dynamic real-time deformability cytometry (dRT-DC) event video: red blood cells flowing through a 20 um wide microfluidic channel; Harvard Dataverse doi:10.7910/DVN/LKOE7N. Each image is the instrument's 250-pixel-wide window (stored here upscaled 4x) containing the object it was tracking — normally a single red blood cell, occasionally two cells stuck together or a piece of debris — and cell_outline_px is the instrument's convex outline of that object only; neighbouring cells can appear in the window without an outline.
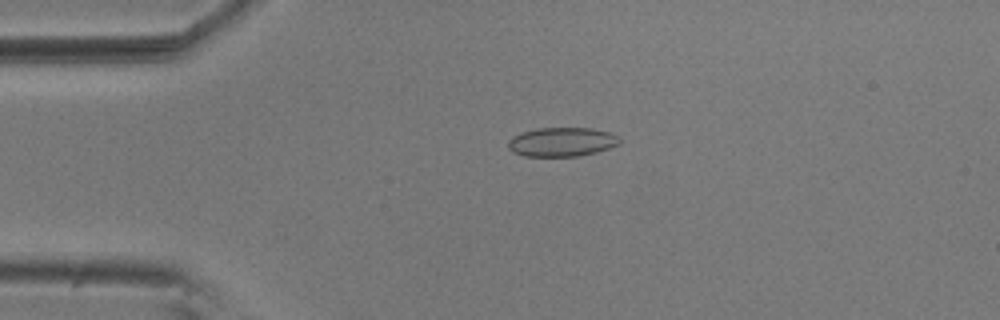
{"species": "common noctule bat (a hibernating species)", "species_latin": "Nyctalus noctula", "temperature_condition": "room temperature", "stored_images_in_passage": 54, "camera_frame_rate_fps": 3000, "um_per_image_px": 0.085, "animal": {"sex": "male", "body_mass_g": 20.5, "forearm_length_mm": 52.5}, "frame": {"image": 1, "passage_image": 12, "time_ms": 3.667, "image_size_px": [1000, 320], "cell_outline_px": [[620, 144], [596, 152], [580, 156], [524, 156], [512, 152], [508, 148], [508, 140], [512, 136], [520, 132], [536, 128], [592, 128], [608, 132], [616, 136], [620, 140]], "centroid_in_image_um": [47.71, 12.06], "position_along_channel_um": 37.3, "area_um2": 18.96}}
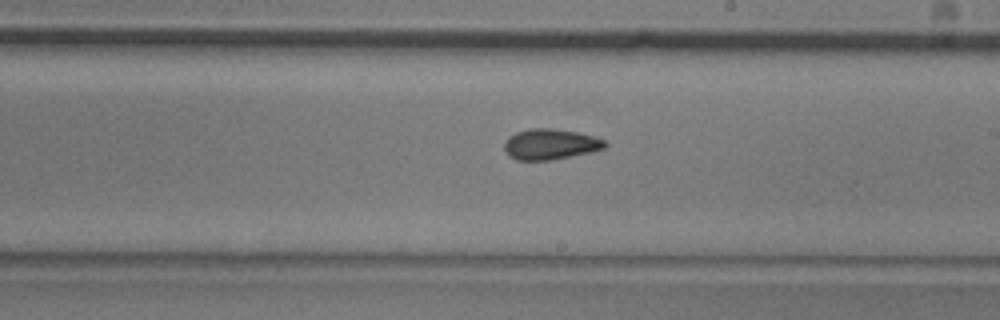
{"frame": {"image": 2, "passage_image": 31, "time_ms": 10.0, "image_size_px": [1000, 320], "cell_outline_px": [[608, 144], [604, 148], [592, 152], [552, 160], [516, 160], [508, 156], [504, 148], [504, 144], [508, 136], [516, 132], [528, 128], [552, 128], [576, 132], [592, 136], [604, 140]], "centroid_in_image_um": [46.75, 12.26], "position_along_channel_um": 242.2, "area_um2": 18.09}}
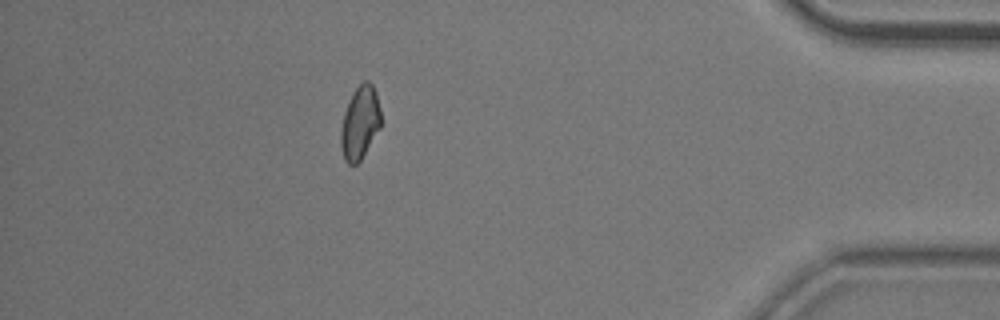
{"frame": {"image": 3, "passage_image": 48, "time_ms": 15.667, "image_size_px": [1000, 320], "cell_outline_px": [[380, 128], [360, 160], [356, 164], [348, 164], [344, 160], [340, 144], [340, 132], [344, 112], [356, 88], [364, 80], [368, 80], [372, 84], [376, 92], [380, 108]], "centroid_in_image_um": [30.59, 10.44], "position_along_channel_um": 404.6, "area_um2": 16.88}, "authors_computed_cell_mechanics": {"area_um2": 17.6868, "velocity_mm_per_s": 3.6952, "shape_relaxation_time_tau1_ms": null, "shape_relaxation_time_tau2_ms": 3.1325, "deformation_change_tau1": null, "deformation_change_tau2": 0.0739}}